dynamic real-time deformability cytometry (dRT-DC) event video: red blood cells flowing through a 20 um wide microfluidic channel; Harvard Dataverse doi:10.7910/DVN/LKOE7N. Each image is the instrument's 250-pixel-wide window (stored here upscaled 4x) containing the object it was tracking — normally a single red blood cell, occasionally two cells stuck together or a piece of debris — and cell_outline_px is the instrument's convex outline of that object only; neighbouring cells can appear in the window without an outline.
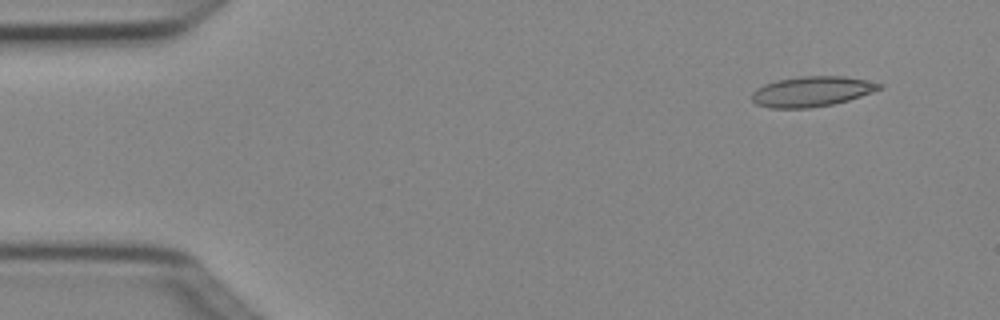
{"species": "Egyptian fruit bat (a non-hibernating species)", "species_latin": "Rousettus aegyptiacus", "temperature_condition": "cold", "stored_images_in_passage": 5, "camera_frame_rate_fps": 3000, "um_per_image_px": 0.085, "animal": {"sex": "female"}, "frame": {"image": 1, "passage_image": 2, "time_ms": 0.333, "image_size_px": [1000, 320], "cell_outline_px": [[884, 88], [848, 100], [832, 104], [808, 108], [772, 108], [756, 104], [752, 100], [752, 92], [756, 88], [764, 84], [776, 80], [800, 76], [844, 76], [884, 84]], "centroid_in_image_um": [68.99, 7.77], "position_along_channel_um": 16.0, "area_um2": 22.43}}